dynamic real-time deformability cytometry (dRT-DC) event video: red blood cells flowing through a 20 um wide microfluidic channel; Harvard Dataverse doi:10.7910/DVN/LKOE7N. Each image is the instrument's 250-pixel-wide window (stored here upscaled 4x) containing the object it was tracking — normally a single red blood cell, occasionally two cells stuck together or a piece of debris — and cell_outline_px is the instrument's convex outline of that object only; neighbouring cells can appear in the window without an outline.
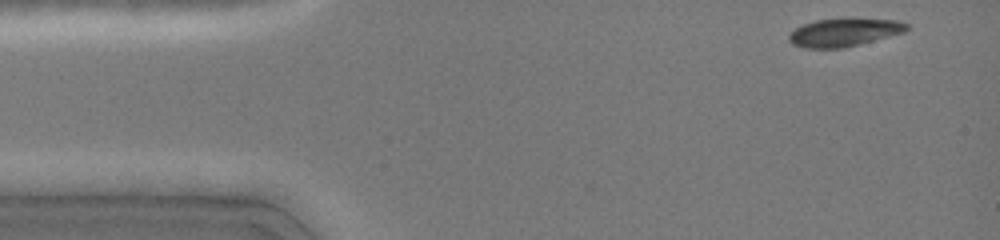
{"species": "common noctule bat (a hibernating species)", "species_latin": "Nyctalus noctula", "temperature_condition": "cold", "stored_images_in_passage": 59, "camera_frame_rate_fps": 3000, "um_per_image_px": 0.085, "animal": {"sex": "female", "body_mass_g": 19.0, "forearm_length_mm": 51.5}, "frame": {"image": 1, "passage_image": 1, "time_ms": 0.0, "image_size_px": [1000, 240], "cell_outline_px": [[908, 28], [904, 32], [844, 48], [804, 48], [792, 44], [788, 40], [788, 36], [796, 28], [804, 24], [816, 20], [896, 20], [908, 24]], "centroid_in_image_um": [71.7, 2.78], "position_along_channel_um": 13.3, "area_um2": 18.55}}
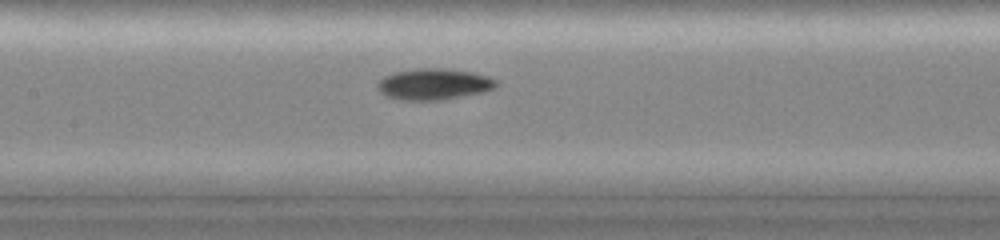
{"frame": {"image": 2, "passage_image": 28, "time_ms": 6.0, "image_size_px": [1000, 240], "cell_outline_px": [[496, 88], [484, 92], [444, 100], [400, 100], [384, 96], [376, 88], [376, 84], [384, 76], [396, 72], [424, 68], [436, 68], [468, 72], [488, 76], [496, 80]], "centroid_in_image_um": [36.85, 7.18], "position_along_channel_um": 170.6, "area_um2": 21.5}}
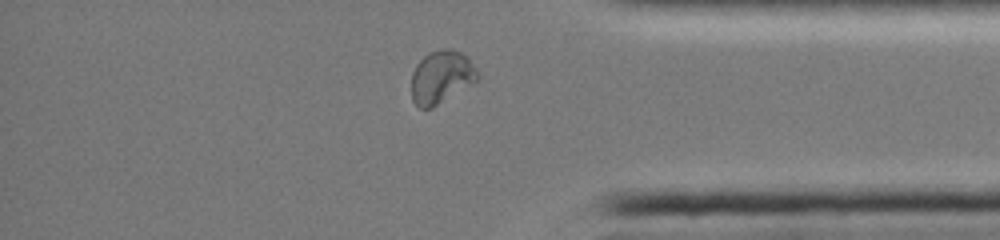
{"frame": {"image": 3, "passage_image": 52, "time_ms": 11.667, "image_size_px": [1000, 240], "cell_outline_px": [[480, 76], [476, 80], [432, 108], [420, 108], [412, 100], [412, 72], [416, 64], [428, 52], [444, 48], [452, 48], [460, 52], [480, 72]], "centroid_in_image_um": [37.49, 6.53], "position_along_channel_um": 397.7, "area_um2": 20.11}, "authors_computed_cell_mechanics": {"area_um2": 20.23, "velocity_mm_per_s": 4.119, "shape_relaxation_time_tau1_ms": null, "shape_relaxation_time_tau2_ms": 4.756, "deformation_change_tau1": null, "deformation_change_tau2": 0.0668}}